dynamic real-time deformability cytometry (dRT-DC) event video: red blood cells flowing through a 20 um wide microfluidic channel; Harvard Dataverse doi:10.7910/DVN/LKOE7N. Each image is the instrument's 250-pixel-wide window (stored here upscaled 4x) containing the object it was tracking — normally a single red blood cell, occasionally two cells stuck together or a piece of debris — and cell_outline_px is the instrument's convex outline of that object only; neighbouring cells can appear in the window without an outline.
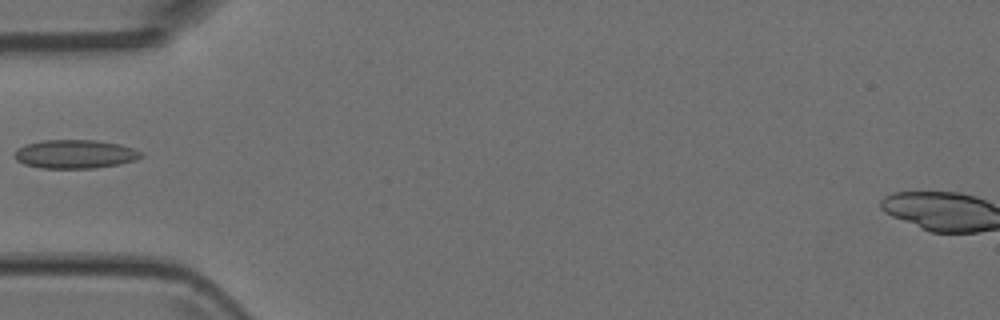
{"species": "Egyptian fruit bat (a non-hibernating species)", "species_latin": "Rousettus aegyptiacus", "temperature_condition": "room temperature", "stored_images_in_passage": 1, "camera_frame_rate_fps": 3000, "um_per_image_px": 0.085, "animal": {"sex": "female"}, "frame": {"image": 1, "passage_image": 1, "time_ms": 0.0, "image_size_px": [1000, 320], "cell_outline_px": [[144, 156], [136, 160], [120, 164], [96, 168], [40, 168], [24, 164], [16, 160], [16, 148], [24, 144], [44, 140], [96, 140], [120, 144], [132, 148], [140, 152]], "centroid_in_image_um": [6.38, 13.1], "position_along_channel_um": 78.6, "area_um2": 21.21}}